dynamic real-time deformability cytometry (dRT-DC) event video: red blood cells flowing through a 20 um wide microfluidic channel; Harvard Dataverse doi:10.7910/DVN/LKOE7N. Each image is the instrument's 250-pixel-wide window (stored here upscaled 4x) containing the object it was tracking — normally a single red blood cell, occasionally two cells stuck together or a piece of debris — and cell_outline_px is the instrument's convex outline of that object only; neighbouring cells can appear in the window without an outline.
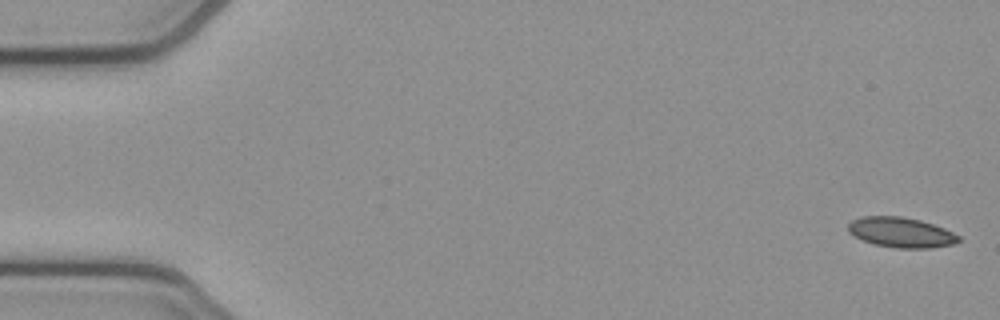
{"species": "common noctule bat (a hibernating species)", "species_latin": "Nyctalus noctula", "temperature_condition": "cold", "stored_images_in_passage": 5, "camera_frame_rate_fps": 3000, "um_per_image_px": 0.085, "animal": {"sex": "female", "body_mass_g": 21.9}, "frame": {"image": 1, "passage_image": 1, "time_ms": 0.0, "image_size_px": [1000, 320], "cell_outline_px": [[960, 240], [956, 244], [928, 248], [896, 248], [872, 244], [848, 232], [848, 224], [852, 220], [860, 216], [900, 216], [920, 220], [944, 228], [960, 236]], "centroid_in_image_um": [76.59, 19.75], "position_along_channel_um": 8.4, "area_um2": 19.42}}
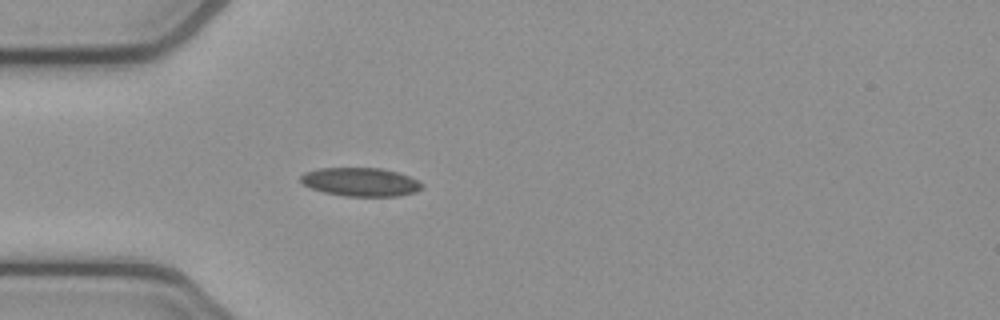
{"frame": {"image": 2, "passage_image": 5, "time_ms": 1.333, "image_size_px": [1000, 320], "cell_outline_px": [[424, 188], [416, 192], [400, 196], [344, 196], [324, 192], [312, 188], [304, 184], [300, 180], [300, 176], [304, 172], [320, 168], [380, 168], [396, 172], [408, 176], [424, 184]], "centroid_in_image_um": [30.67, 15.47], "position_along_channel_um": 54.3, "area_um2": 20.17}}